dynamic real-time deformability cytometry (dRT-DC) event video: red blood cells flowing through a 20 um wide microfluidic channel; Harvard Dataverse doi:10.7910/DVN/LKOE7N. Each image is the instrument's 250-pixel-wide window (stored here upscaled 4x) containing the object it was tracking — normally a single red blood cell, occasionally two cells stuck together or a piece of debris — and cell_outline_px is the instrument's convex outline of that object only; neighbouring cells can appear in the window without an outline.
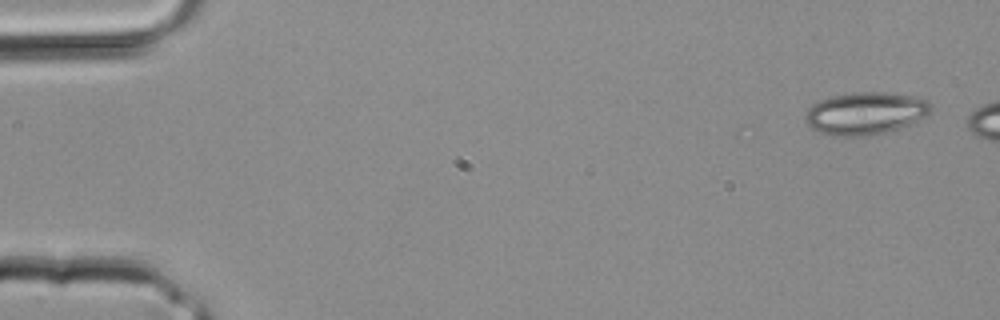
{"species": "common noctule bat (a hibernating species)", "species_latin": "Nyctalus noctula", "temperature_condition": "room temperature", "stored_images_in_passage": 3, "camera_frame_rate_fps": 3000, "um_per_image_px": 0.085, "animal": {"sex": "male", "body_mass_g": 20.4}, "frame": {"image": 1, "passage_image": 1, "time_ms": 0.0, "image_size_px": [1000, 320], "cell_outline_px": [[932, 108], [924, 116], [900, 128], [884, 132], [864, 136], [832, 136], [820, 132], [812, 128], [804, 120], [804, 116], [808, 108], [812, 104], [828, 96], [852, 92], [884, 92], [912, 96], [928, 100], [932, 104]], "centroid_in_image_um": [73.51, 9.62], "position_along_channel_um": 11.5, "area_um2": 31.04}}